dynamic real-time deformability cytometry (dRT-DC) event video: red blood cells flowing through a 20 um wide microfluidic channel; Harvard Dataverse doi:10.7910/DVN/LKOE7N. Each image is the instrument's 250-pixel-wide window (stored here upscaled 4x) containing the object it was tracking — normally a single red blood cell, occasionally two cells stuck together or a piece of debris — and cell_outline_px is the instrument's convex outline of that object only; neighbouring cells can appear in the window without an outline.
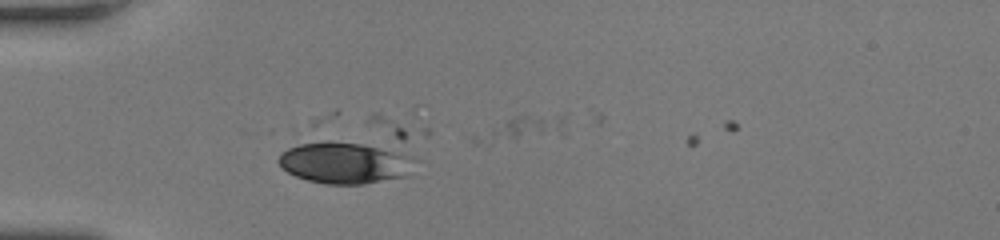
{"species": "human", "species_latin": "Homo sapiens", "temperature_condition": "room temperature", "stored_images_in_passage": 2, "camera_frame_rate_fps": 3000, "um_per_image_px": 0.085, "donor": {"sex": "female"}, "frame": {"image": 1, "passage_image": 1, "time_ms": 0.0, "image_size_px": [1000, 240], "cell_outline_px": [[408, 176], [364, 184], [328, 184], [308, 180], [296, 176], [288, 172], [276, 160], [280, 152], [288, 148], [300, 144], [316, 140], [396, 124], [408, 132]], "centroid_in_image_um": [29.83, 13.37], "position_along_channel_um": 55.2, "area_um2": 41.62}}